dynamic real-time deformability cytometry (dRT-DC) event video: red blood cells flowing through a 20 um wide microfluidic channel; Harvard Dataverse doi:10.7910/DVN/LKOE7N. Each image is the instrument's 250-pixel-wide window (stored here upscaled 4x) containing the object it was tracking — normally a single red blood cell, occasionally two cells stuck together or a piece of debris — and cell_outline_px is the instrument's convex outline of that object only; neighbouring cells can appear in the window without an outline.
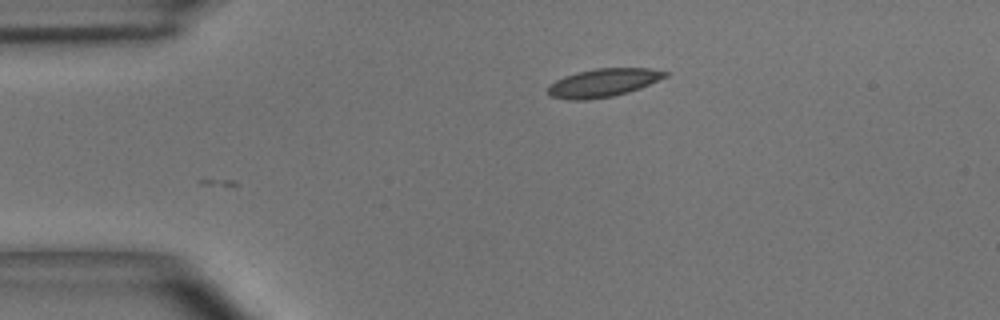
{"species": "common noctule bat (a hibernating species)", "species_latin": "Nyctalus noctula", "temperature_condition": "room temperature", "stored_images_in_passage": 6, "camera_frame_rate_fps": 3000, "um_per_image_px": 0.085, "animal": {"sex": "male", "body_mass_g": 15.6}, "frame": {"image": 1, "passage_image": 6, "time_ms": 1.667, "image_size_px": [1000, 320], "cell_outline_px": [[668, 76], [640, 88], [628, 92], [612, 96], [588, 100], [568, 100], [548, 96], [548, 84], [564, 76], [576, 72], [596, 68], [648, 68], [668, 72]], "centroid_in_image_um": [51.23, 7.04], "position_along_channel_um": 33.8, "area_um2": 19.42}}